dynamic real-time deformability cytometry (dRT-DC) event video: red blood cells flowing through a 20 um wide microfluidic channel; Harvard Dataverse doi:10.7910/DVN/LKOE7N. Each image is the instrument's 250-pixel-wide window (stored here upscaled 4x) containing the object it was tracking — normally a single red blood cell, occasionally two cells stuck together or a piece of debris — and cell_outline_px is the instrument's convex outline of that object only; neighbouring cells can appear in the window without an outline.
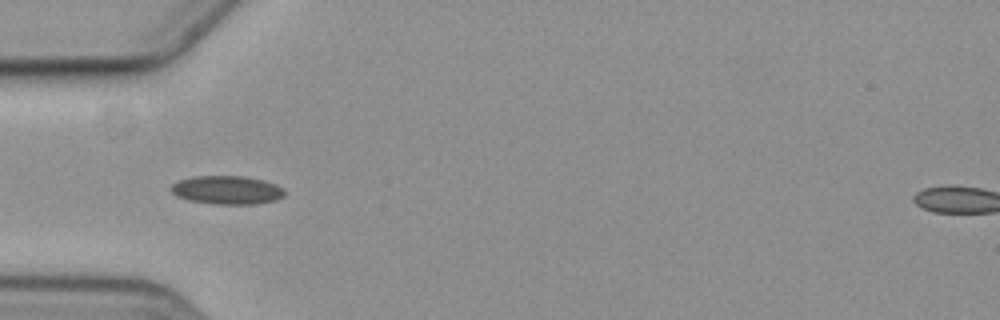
{"species": "common noctule bat (a hibernating species)", "species_latin": "Nyctalus noctula", "temperature_condition": "cold", "stored_images_in_passage": 3, "camera_frame_rate_fps": 3000, "um_per_image_px": 0.085, "animal": {"sex": "female", "body_mass_g": 19.3, "forearm_length_mm": 54.1}, "frame": {"image": 1, "passage_image": 2, "time_ms": 1.333, "image_size_px": [1000, 320], "cell_outline_px": [[284, 196], [276, 200], [256, 204], [212, 204], [188, 200], [176, 196], [168, 188], [172, 184], [180, 180], [192, 176], [244, 176], [264, 180], [276, 184], [284, 192]], "centroid_in_image_um": [19.26, 16.15], "position_along_channel_um": 65.7, "area_um2": 18.96}}
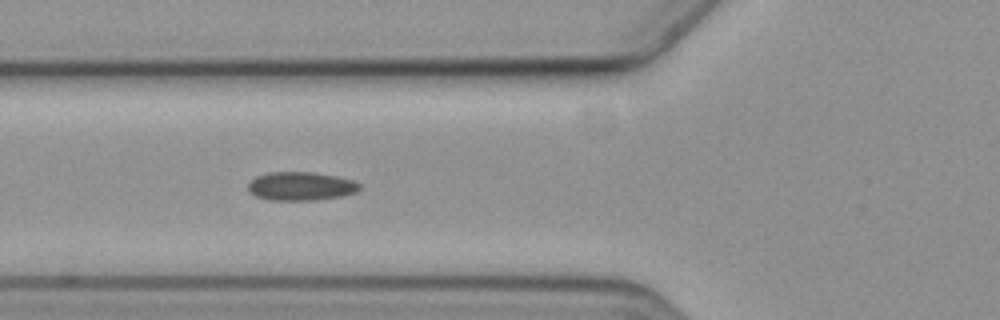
{"frame": {"image": 2, "passage_image": 3, "time_ms": 2.333, "image_size_px": [1000, 320], "cell_outline_px": [[360, 188], [356, 192], [344, 196], [316, 200], [268, 200], [256, 196], [248, 192], [248, 184], [256, 176], [268, 172], [312, 172], [336, 176], [352, 180], [360, 184]], "centroid_in_image_um": [25.56, 15.83], "position_along_channel_um": 100.2, "area_um2": 18.67}}